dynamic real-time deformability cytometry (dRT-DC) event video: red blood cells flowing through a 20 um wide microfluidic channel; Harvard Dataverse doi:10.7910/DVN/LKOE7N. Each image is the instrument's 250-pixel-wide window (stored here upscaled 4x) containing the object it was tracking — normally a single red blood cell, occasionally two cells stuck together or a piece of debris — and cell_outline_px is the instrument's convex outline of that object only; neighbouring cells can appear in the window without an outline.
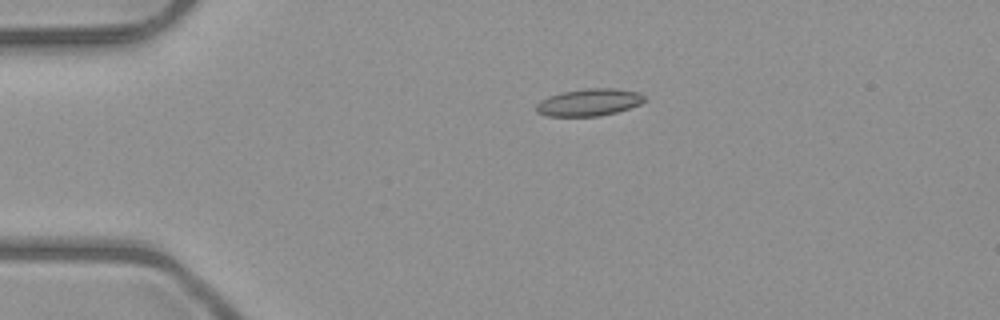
{"species": "common noctule bat (a hibernating species)", "species_latin": "Nyctalus noctula", "temperature_condition": "room temperature", "stored_images_in_passage": 41, "camera_frame_rate_fps": 3000, "um_per_image_px": 0.085, "animal": {"sex": "male", "body_mass_g": 23.1, "forearm_length_mm": 52.7}, "frame": {"image": 1, "passage_image": 1, "time_ms": 0.0, "image_size_px": [1000, 320], "cell_outline_px": [[644, 100], [640, 104], [616, 112], [600, 116], [548, 116], [536, 112], [536, 104], [540, 100], [548, 96], [564, 92], [584, 88], [612, 88], [640, 92], [644, 96]], "centroid_in_image_um": [50.05, 8.69], "position_along_channel_um": 35.0, "area_um2": 17.11}}
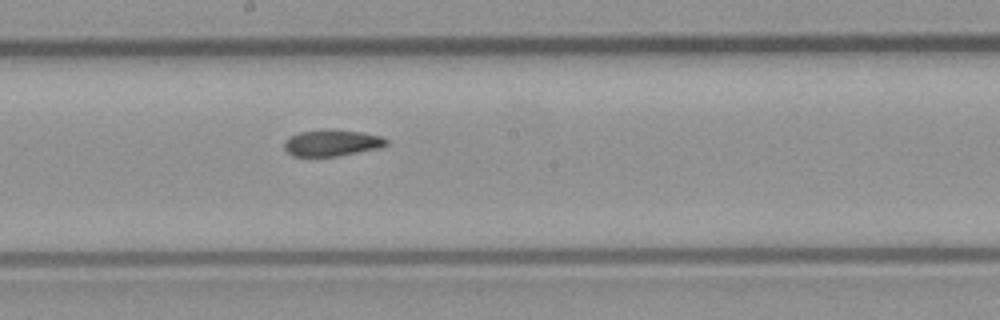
{"frame": {"image": 2, "passage_image": 18, "time_ms": 5.667, "image_size_px": [1000, 320], "cell_outline_px": [[388, 144], [380, 148], [336, 156], [292, 156], [284, 148], [284, 140], [300, 132], [324, 128], [360, 132], [380, 136], [388, 140]], "centroid_in_image_um": [28.2, 12.14], "position_along_channel_um": 220.0, "area_um2": 15.72}}
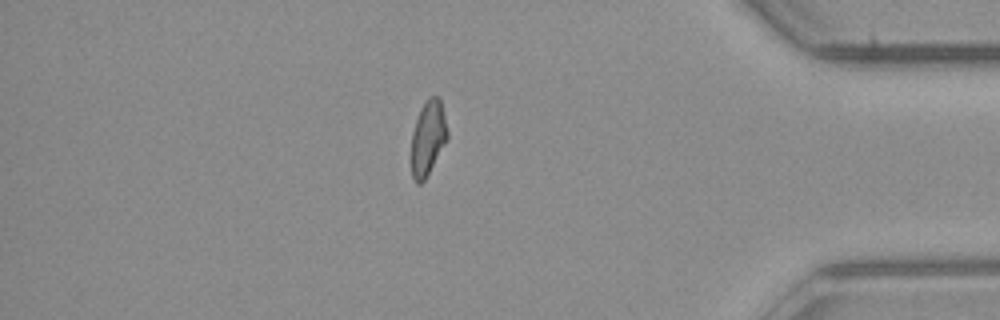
{"frame": {"image": 3, "passage_image": 34, "time_ms": 11.0, "image_size_px": [1000, 320], "cell_outline_px": [[448, 136], [424, 180], [420, 184], [416, 184], [412, 176], [412, 132], [420, 108], [428, 96], [440, 96], [448, 132]], "centroid_in_image_um": [36.37, 11.66], "position_along_channel_um": 398.8, "area_um2": 15.43}, "authors_computed_cell_mechanics": {"area_um2": 16.184, "velocity_mm_per_s": 4.0347, "shape_relaxation_time_tau1_ms": null, "shape_relaxation_time_tau2_ms": 2.7468, "deformation_change_tau1": null, "deformation_change_tau2": 0.0949}}